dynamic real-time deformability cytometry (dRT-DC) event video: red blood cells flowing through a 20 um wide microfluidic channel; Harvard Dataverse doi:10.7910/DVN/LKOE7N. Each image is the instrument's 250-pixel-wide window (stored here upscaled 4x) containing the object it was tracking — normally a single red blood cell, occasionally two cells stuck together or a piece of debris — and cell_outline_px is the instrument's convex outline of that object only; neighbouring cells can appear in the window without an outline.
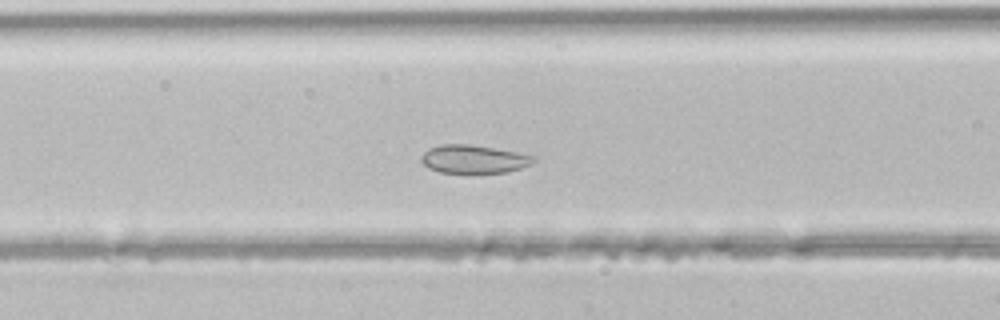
{"species": "common noctule bat (a hibernating species)", "species_latin": "Nyctalus noctula", "temperature_condition": "room temperature", "stored_images_in_passage": 34, "camera_frame_rate_fps": 3000, "um_per_image_px": 0.085, "animal": {"sex": "male", "body_mass_g": 21.5, "forearm_length_mm": 52.0}, "frame": {"image": 1, "passage_image": 7, "time_ms": 2.0, "image_size_px": [1000, 320], "cell_outline_px": [[536, 160], [532, 164], [508, 172], [468, 176], [440, 172], [428, 168], [420, 160], [420, 156], [428, 148], [440, 144], [468, 144], [516, 152], [536, 156]], "centroid_in_image_um": [40.24, 13.58], "position_along_channel_um": 126.4, "area_um2": 19.36}}
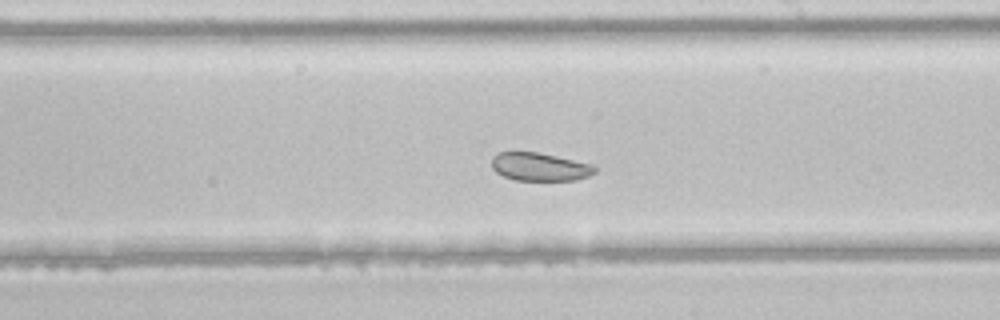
{"frame": {"image": 2, "passage_image": 15, "time_ms": 4.667, "image_size_px": [1000, 320], "cell_outline_px": [[596, 172], [588, 176], [576, 180], [516, 180], [504, 176], [496, 172], [492, 168], [492, 156], [496, 152], [536, 152], [556, 156], [592, 164], [596, 168]], "centroid_in_image_um": [45.86, 14.17], "position_along_channel_um": 243.1, "area_um2": 16.88}}
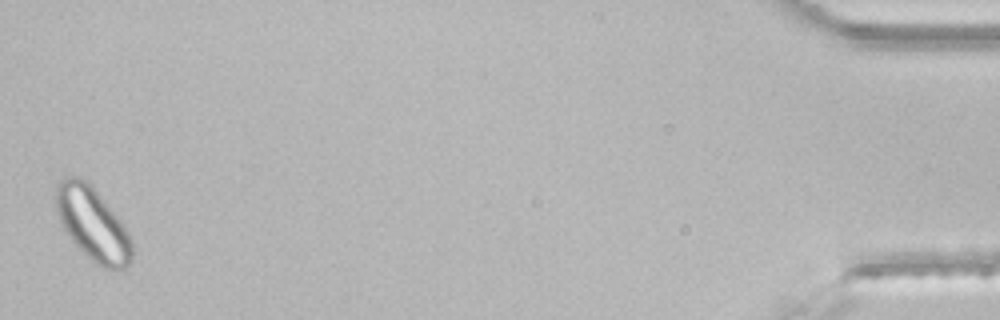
{"frame": {"image": 3, "passage_image": 34, "time_ms": 11.0, "image_size_px": [1000, 320], "cell_outline_px": [[132, 260], [128, 268], [116, 272], [104, 268], [96, 264], [68, 236], [60, 220], [56, 208], [56, 184], [60, 176], [76, 176], [84, 180], [104, 200], [120, 220], [128, 232], [132, 240]], "centroid_in_image_um": [7.89, 19.07], "position_along_channel_um": 427.3, "area_um2": 32.31}}